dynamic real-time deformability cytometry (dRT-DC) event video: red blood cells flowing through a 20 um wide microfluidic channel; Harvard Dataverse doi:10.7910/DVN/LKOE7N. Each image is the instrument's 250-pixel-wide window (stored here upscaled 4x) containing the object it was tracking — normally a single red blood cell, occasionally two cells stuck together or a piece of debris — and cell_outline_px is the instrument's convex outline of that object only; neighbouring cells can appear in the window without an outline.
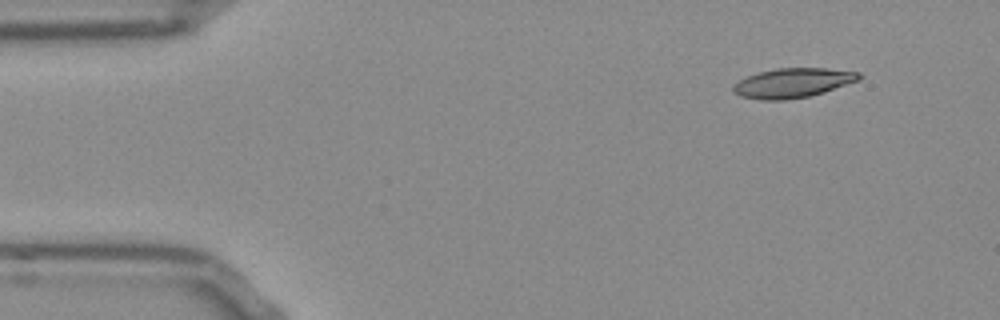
{"species": "Egyptian fruit bat (a non-hibernating species)", "species_latin": "Rousettus aegyptiacus", "temperature_condition": "room temperature", "stored_images_in_passage": 48, "camera_frame_rate_fps": 3000, "um_per_image_px": 0.085, "frame": {"image": 1, "passage_image": 1, "time_ms": 0.0, "image_size_px": [1000, 320], "cell_outline_px": [[860, 76], [852, 80], [820, 92], [804, 96], [748, 96], [752, 76], [768, 72], [792, 68], [812, 68], [844, 72]], "centroid_in_image_um": [67.73, 6.97], "position_along_channel_um": 17.3, "area_um2": 16.36}}
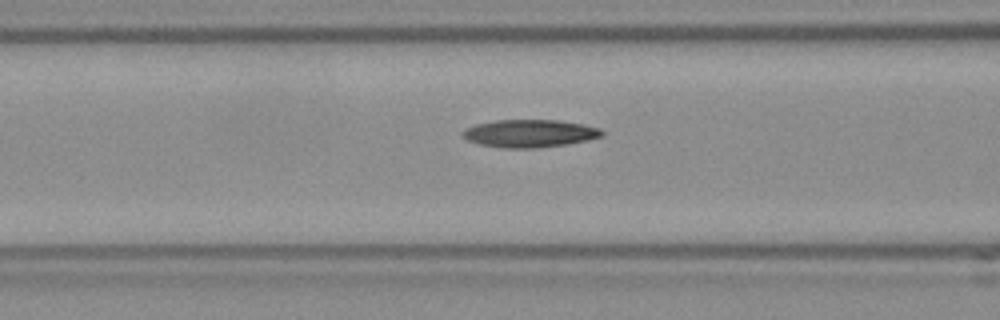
{"frame": {"image": 2, "passage_image": 16, "time_ms": 5.0, "image_size_px": [1000, 320], "cell_outline_px": [[600, 132], [596, 136], [556, 144], [492, 144], [476, 140], [468, 136], [468, 132], [476, 128], [488, 124], [520, 120], [540, 120], [572, 124], [588, 128]], "centroid_in_image_um": [45.1, 11.28], "position_along_channel_um": 121.5, "area_um2": 17.28}}
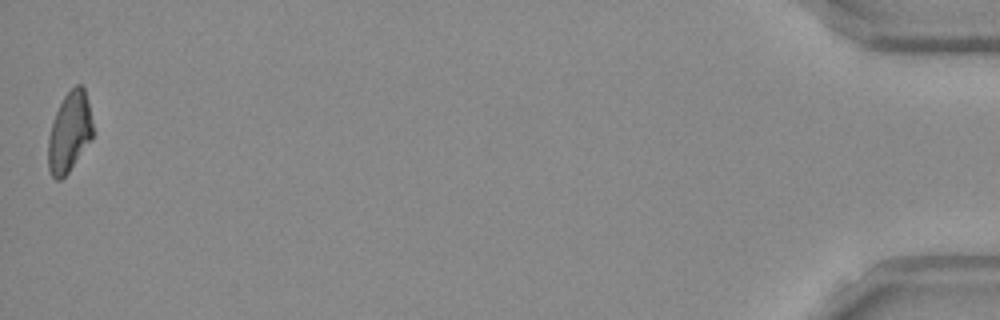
{"frame": {"image": 3, "passage_image": 48, "time_ms": 15.667, "image_size_px": [1000, 320], "cell_outline_px": [[92, 136], [64, 176], [56, 176], [52, 172], [52, 132], [60, 108], [64, 100], [76, 88], [80, 88], [84, 92], [88, 108], [92, 128]], "centroid_in_image_um": [5.99, 11.23], "position_along_channel_um": 429.2, "area_um2": 17.22}, "authors_computed_cell_mechanics": {"area_um2": 17.2244, "velocity_mm_per_s": 3.8292, "shape_relaxation_time_tau1_ms": null, "shape_relaxation_time_tau2_ms": 3.7094, "deformation_change_tau1": null, "deformation_change_tau2": 0.1299}}